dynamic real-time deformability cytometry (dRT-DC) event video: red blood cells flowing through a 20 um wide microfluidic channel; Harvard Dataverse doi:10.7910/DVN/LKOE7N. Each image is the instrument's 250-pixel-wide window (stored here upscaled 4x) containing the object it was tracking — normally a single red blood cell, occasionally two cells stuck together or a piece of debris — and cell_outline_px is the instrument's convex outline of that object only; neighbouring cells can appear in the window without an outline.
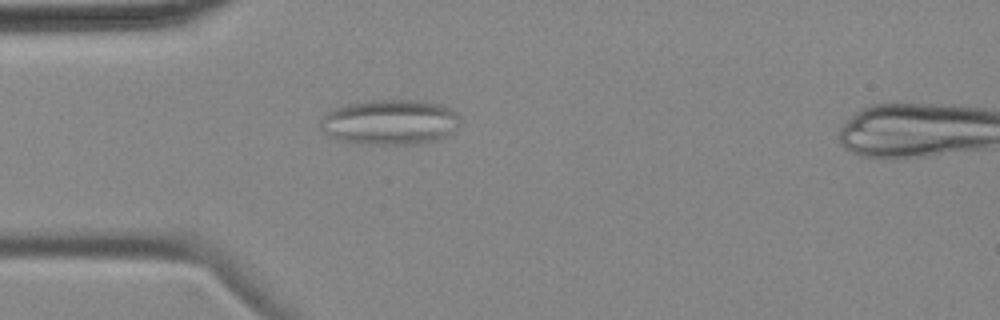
{"species": "common noctule bat (a hibernating species)", "species_latin": "Nyctalus noctula", "temperature_condition": "cold", "stored_images_in_passage": 4, "camera_frame_rate_fps": 3000, "um_per_image_px": 0.085, "animal": {"sex": "female", "body_mass_g": 18.4}, "frame": {"image": 1, "passage_image": 3, "time_ms": 2.333, "image_size_px": [1000, 320], "cell_outline_px": [[460, 124], [452, 136], [436, 140], [416, 144], [372, 144], [340, 140], [328, 136], [320, 128], [320, 120], [328, 112], [336, 108], [348, 104], [364, 100], [420, 100], [440, 104], [456, 112], [460, 116]], "centroid_in_image_um": [33.21, 10.38], "position_along_channel_um": 51.8, "area_um2": 37.17}}